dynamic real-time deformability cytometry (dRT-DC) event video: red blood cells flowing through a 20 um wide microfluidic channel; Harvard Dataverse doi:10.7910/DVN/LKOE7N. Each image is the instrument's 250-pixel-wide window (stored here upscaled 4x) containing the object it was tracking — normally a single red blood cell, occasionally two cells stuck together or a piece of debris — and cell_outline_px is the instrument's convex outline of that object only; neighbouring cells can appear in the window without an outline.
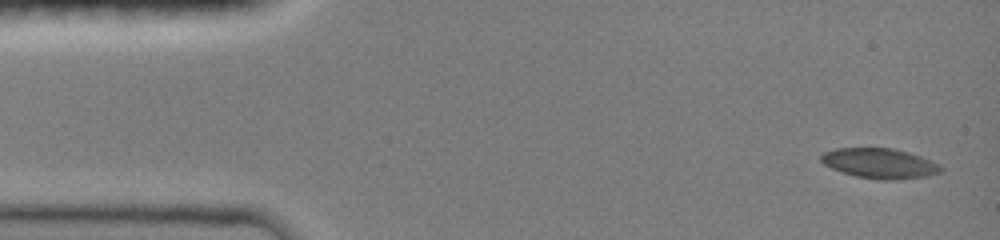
{"species": "common noctule bat (a hibernating species)", "species_latin": "Nyctalus noctula", "temperature_condition": "room temperature", "stored_images_in_passage": 5, "camera_frame_rate_fps": 3000, "um_per_image_px": 0.085, "animal": {"sex": "female", "body_mass_g": 19.0, "forearm_length_mm": 51.5}, "frame": {"image": 1, "passage_image": 1, "time_ms": 0.0, "image_size_px": [1000, 240], "cell_outline_px": [[944, 168], [940, 172], [928, 176], [892, 180], [880, 180], [856, 176], [832, 168], [824, 164], [820, 160], [820, 156], [824, 152], [836, 148], [892, 148], [908, 152], [920, 156], [940, 164]], "centroid_in_image_um": [74.79, 13.88], "position_along_channel_um": 10.2, "area_um2": 20.92}}
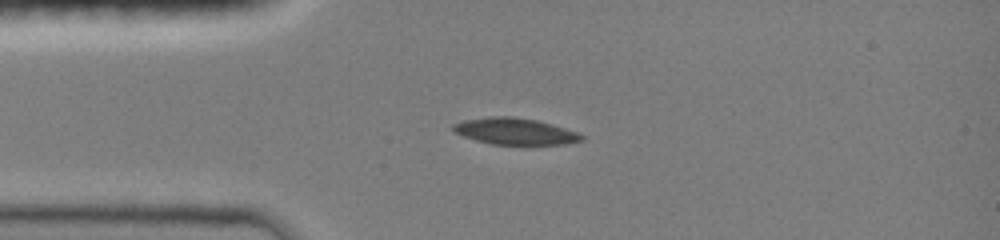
{"frame": {"image": 2, "passage_image": 4, "time_ms": 3.0, "image_size_px": [1000, 240], "cell_outline_px": [[584, 140], [568, 144], [492, 144], [476, 140], [452, 132], [452, 124], [464, 120], [488, 116], [512, 116], [536, 120], [552, 124], [576, 132], [584, 136]], "centroid_in_image_um": [43.75, 11.15], "position_along_channel_um": 41.3, "area_um2": 19.83}}